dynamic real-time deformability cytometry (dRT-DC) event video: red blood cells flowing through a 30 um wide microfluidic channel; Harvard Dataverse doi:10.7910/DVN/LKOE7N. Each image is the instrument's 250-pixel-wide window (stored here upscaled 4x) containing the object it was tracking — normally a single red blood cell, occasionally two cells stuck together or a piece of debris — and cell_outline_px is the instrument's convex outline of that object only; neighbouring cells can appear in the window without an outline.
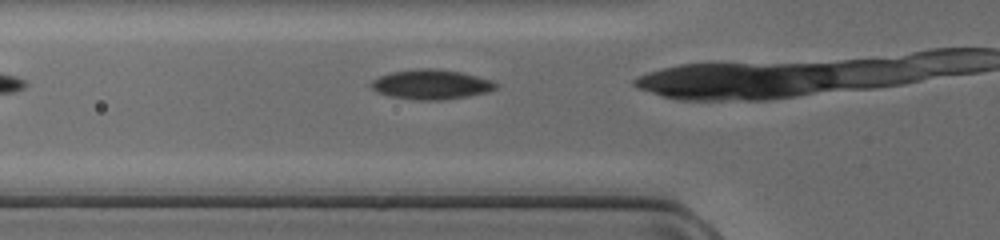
{"species": "common noctule bat (a hibernating species)", "species_latin": "Nyctalus noctula", "temperature_condition": "cold", "stored_images_in_passage": 6, "camera_frame_rate_fps": 3000, "um_per_image_px": 0.085, "animal": {"sex": "female", "body_mass_g": 17.0, "forearm_length_mm": 48.0}, "frame": {"image": 1, "passage_image": 3, "time_ms": 0.667, "image_size_px": [1000, 240], "cell_outline_px": [[500, 84], [496, 88], [488, 92], [468, 96], [440, 100], [416, 100], [388, 96], [376, 92], [368, 84], [372, 80], [380, 76], [392, 72], [420, 68], [432, 68], [460, 72], [492, 80]], "centroid_in_image_um": [36.64, 7.18], "position_along_channel_um": 89.2, "area_um2": 21.68}}